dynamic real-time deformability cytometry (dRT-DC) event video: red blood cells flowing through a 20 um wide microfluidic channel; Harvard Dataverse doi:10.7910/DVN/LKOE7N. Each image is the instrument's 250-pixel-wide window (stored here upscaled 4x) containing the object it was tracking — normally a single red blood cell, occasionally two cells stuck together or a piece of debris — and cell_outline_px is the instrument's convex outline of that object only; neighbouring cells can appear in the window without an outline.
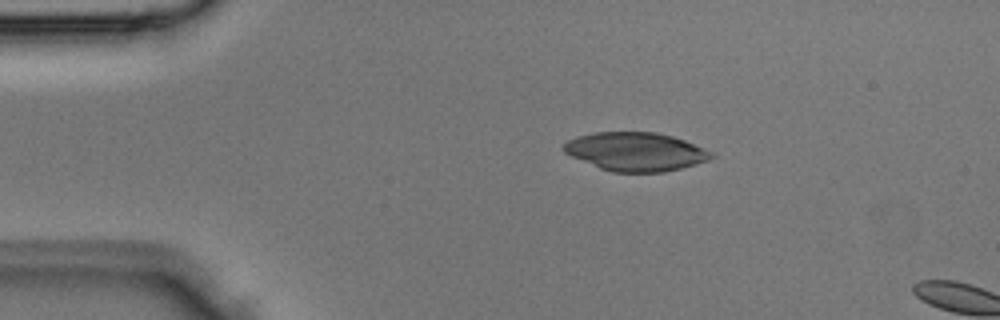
{"species": "Egyptian fruit bat (a non-hibernating species)", "species_latin": "Rousettus aegyptiacus", "temperature_condition": "room temperature", "stored_images_in_passage": 2, "camera_frame_rate_fps": 3000, "um_per_image_px": 0.085, "animal": {"sex": "male"}, "frame": {"image": 1, "passage_image": 1, "time_ms": 0.0, "image_size_px": [1000, 320], "cell_outline_px": [[716, 156], [708, 160], [696, 164], [664, 172], [612, 172], [600, 168], [572, 156], [564, 152], [564, 144], [568, 140], [580, 136], [596, 132], [656, 132], [672, 136], [684, 140], [712, 152]], "centroid_in_image_um": [54.06, 12.89], "position_along_channel_um": 30.9, "area_um2": 32.83}}